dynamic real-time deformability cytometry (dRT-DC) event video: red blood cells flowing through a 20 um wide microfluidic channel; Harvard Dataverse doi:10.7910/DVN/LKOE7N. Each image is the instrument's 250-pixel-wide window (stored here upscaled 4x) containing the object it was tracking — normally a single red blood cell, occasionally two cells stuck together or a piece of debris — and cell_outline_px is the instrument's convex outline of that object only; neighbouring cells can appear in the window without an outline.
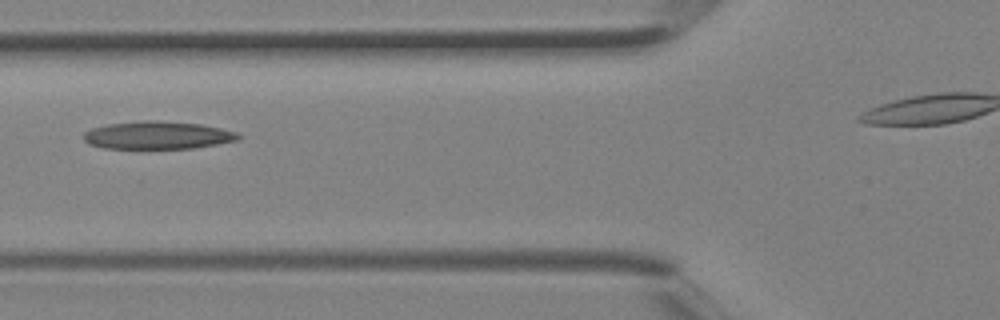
{"species": "Egyptian fruit bat (a non-hibernating species)", "species_latin": "Rousettus aegyptiacus", "temperature_condition": "room temperature", "stored_images_in_passage": 6, "segment_of_instrument_passage": [1, 2], "camera_frame_rate_fps": 3000, "um_per_image_px": 0.085, "animal": {"sex": "female"}, "frame": {"image": 1, "passage_image": 5, "time_ms": 1.333, "image_size_px": [1000, 320], "cell_outline_px": [[240, 140], [192, 148], [104, 148], [88, 144], [84, 140], [84, 132], [92, 128], [108, 124], [144, 120], [152, 120], [200, 124], [220, 128], [236, 132], [240, 136]], "centroid_in_image_um": [13.38, 11.49], "position_along_channel_um": 112.4, "area_um2": 24.85}}